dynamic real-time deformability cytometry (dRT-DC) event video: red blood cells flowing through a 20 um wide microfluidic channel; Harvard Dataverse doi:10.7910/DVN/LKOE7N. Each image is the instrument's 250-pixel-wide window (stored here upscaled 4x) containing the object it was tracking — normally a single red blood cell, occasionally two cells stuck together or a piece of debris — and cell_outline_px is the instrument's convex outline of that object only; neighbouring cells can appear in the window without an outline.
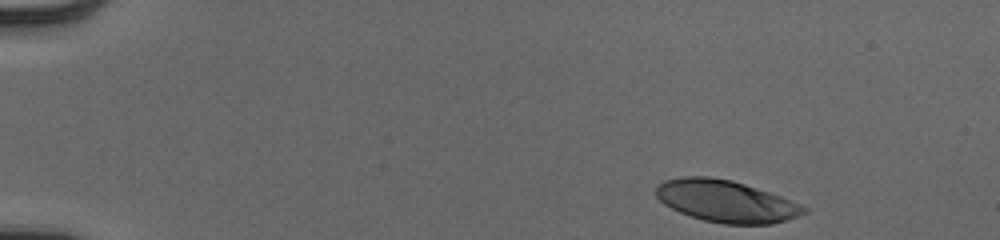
{"species": "human", "species_latin": "Homo sapiens", "temperature_condition": "cold", "stored_images_in_passage": 47, "camera_frame_rate_fps": 3000, "um_per_image_px": 0.085, "donor": {"sex": "male"}, "frame": {"image": 1, "passage_image": 1, "time_ms": 0.0, "image_size_px": [1000, 240], "cell_outline_px": [[808, 212], [788, 220], [772, 224], [724, 224], [704, 220], [680, 212], [664, 204], [656, 196], [656, 184], [664, 180], [684, 176], [708, 176], [732, 180], [792, 200], [808, 208]], "centroid_in_image_um": [61.72, 17.1], "position_along_channel_um": 23.3, "area_um2": 36.13}}
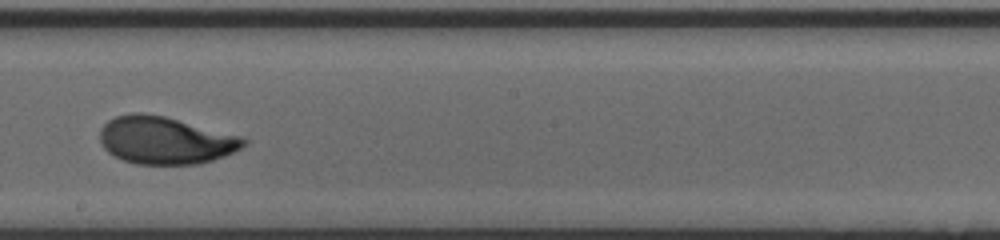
{"frame": {"image": 2, "passage_image": 26, "time_ms": 8.333, "image_size_px": [1000, 240], "cell_outline_px": [[248, 144], [232, 152], [212, 160], [200, 164], [136, 164], [124, 160], [108, 152], [104, 148], [100, 140], [100, 128], [108, 120], [116, 116], [132, 112], [144, 112], [164, 116], [244, 136], [248, 140]], "centroid_in_image_um": [14.06, 11.91], "position_along_channel_um": 234.1, "area_um2": 39.94}}
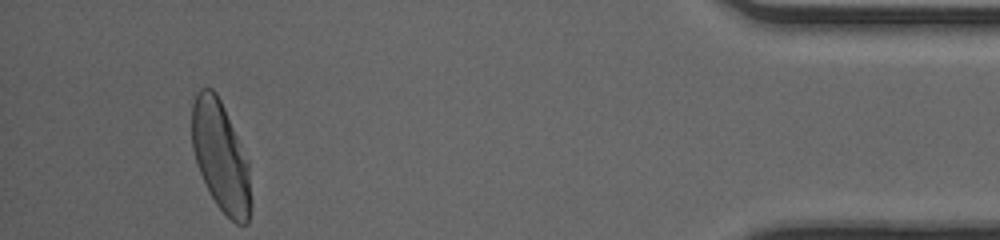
{"frame": {"image": 3, "passage_image": 44, "time_ms": 14.333, "image_size_px": [1000, 240], "cell_outline_px": [[252, 204], [248, 224], [236, 224], [216, 204], [196, 164], [192, 148], [192, 104], [196, 92], [200, 88], [212, 88], [216, 92], [224, 108], [248, 160]], "centroid_in_image_um": [18.76, 13.31], "position_along_channel_um": 416.4, "area_um2": 37.69}, "authors_computed_cell_mechanics": {"area_um2": 38.5526, "velocity_mm_per_s": 3.9724, "shape_relaxation_time_tau1_ms": 3.043, "shape_relaxation_time_tau2_ms": 0.8844, "deformation_change_tau1": 0.1804, "deformation_change_tau2": 0.0593}}